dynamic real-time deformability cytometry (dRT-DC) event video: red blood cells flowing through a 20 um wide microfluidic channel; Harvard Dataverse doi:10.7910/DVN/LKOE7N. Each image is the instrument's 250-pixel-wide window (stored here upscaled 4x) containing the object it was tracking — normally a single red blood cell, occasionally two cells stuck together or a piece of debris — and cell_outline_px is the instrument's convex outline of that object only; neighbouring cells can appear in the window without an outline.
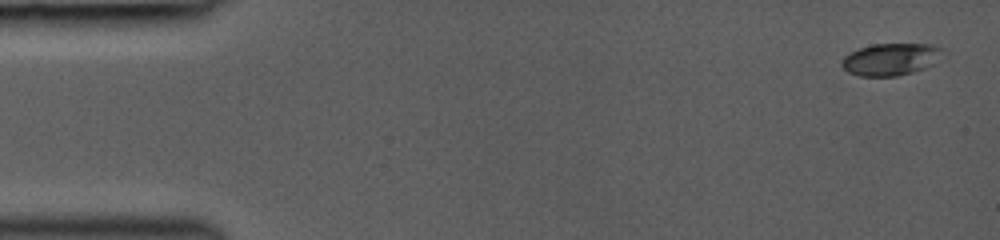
{"species": "common noctule bat (a hibernating species)", "species_latin": "Nyctalus noctula", "temperature_condition": "room temperature", "stored_images_in_passage": 9, "camera_frame_rate_fps": 3000, "um_per_image_px": 0.085, "animal": {"sex": "female", "body_mass_g": 19.0, "forearm_length_mm": 53.3}, "frame": {"image": 1, "passage_image": 1, "time_ms": 0.0, "image_size_px": [1000, 240], "cell_outline_px": [[944, 48], [932, 64], [924, 68], [912, 72], [896, 76], [860, 76], [848, 72], [840, 64], [840, 60], [848, 52], [872, 44], [932, 44]], "centroid_in_image_um": [75.64, 5.03], "position_along_channel_um": 9.4, "area_um2": 18.79}}
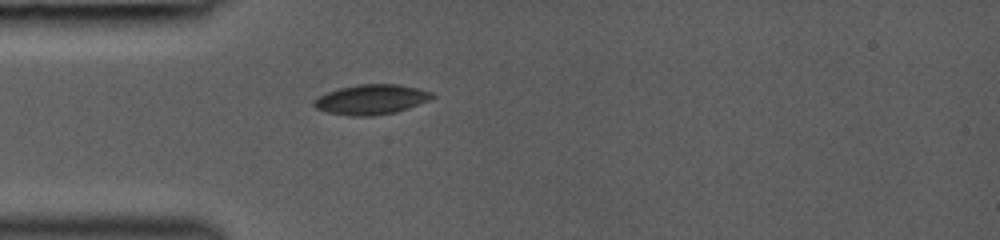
{"frame": {"image": 2, "passage_image": 9, "time_ms": 4.0, "image_size_px": [1000, 240], "cell_outline_px": [[436, 96], [428, 100], [408, 108], [396, 112], [372, 116], [352, 116], [328, 112], [316, 108], [312, 104], [312, 100], [316, 96], [340, 88], [356, 84], [396, 84], [416, 88], [432, 92]], "centroid_in_image_um": [31.52, 8.45], "position_along_channel_um": 53.5, "area_um2": 20.58}}